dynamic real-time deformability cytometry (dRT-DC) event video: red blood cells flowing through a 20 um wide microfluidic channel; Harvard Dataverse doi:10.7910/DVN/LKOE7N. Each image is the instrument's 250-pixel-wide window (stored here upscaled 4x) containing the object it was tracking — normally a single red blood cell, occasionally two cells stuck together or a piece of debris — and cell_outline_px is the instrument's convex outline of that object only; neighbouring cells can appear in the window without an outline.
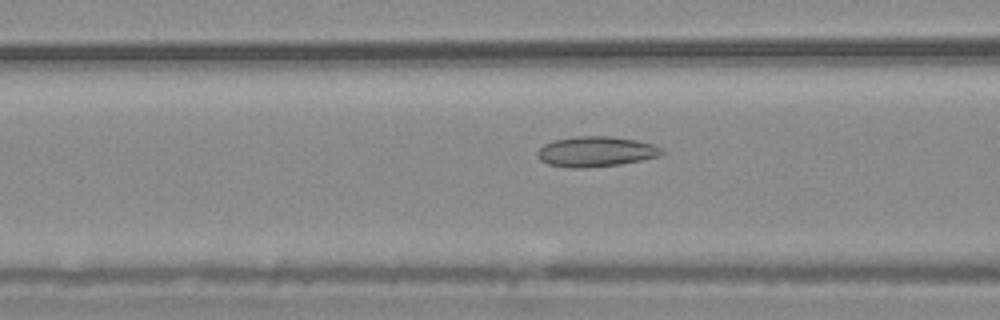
{"species": "common noctule bat (a hibernating species)", "species_latin": "Nyctalus noctula", "temperature_condition": "warm", "stored_images_in_passage": 37, "camera_frame_rate_fps": 3000, "um_per_image_px": 0.085, "animal": {"sex": "male", "body_mass_g": 20.4}, "frame": {"image": 1, "passage_image": 4, "time_ms": 1.0, "image_size_px": [1000, 320], "cell_outline_px": [[664, 152], [660, 156], [620, 164], [584, 168], [572, 168], [548, 164], [540, 160], [536, 156], [536, 152], [544, 144], [552, 140], [580, 136], [608, 136], [636, 140], [652, 144], [660, 148]], "centroid_in_image_um": [50.61, 12.89], "position_along_channel_um": 116.0, "area_um2": 21.85}}
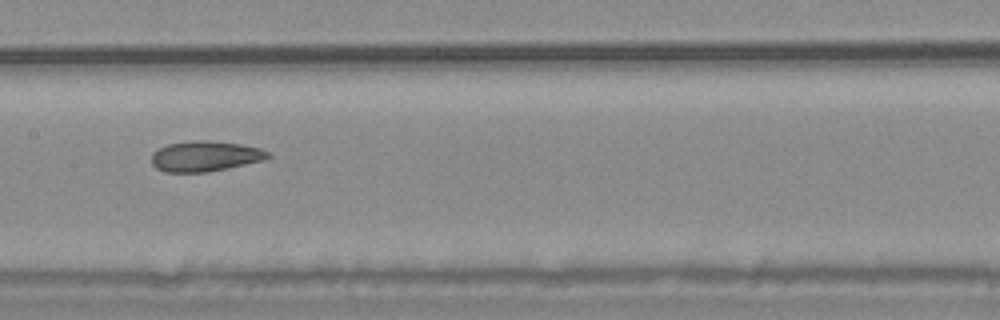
{"frame": {"image": 2, "passage_image": 10, "time_ms": 3.0, "image_size_px": [1000, 320], "cell_outline_px": [[272, 156], [264, 160], [228, 168], [208, 172], [164, 172], [156, 168], [152, 164], [152, 152], [168, 144], [192, 140], [208, 140], [240, 144], [260, 148], [268, 152]], "centroid_in_image_um": [17.43, 13.28], "position_along_channel_um": 190.0, "area_um2": 20.69}}
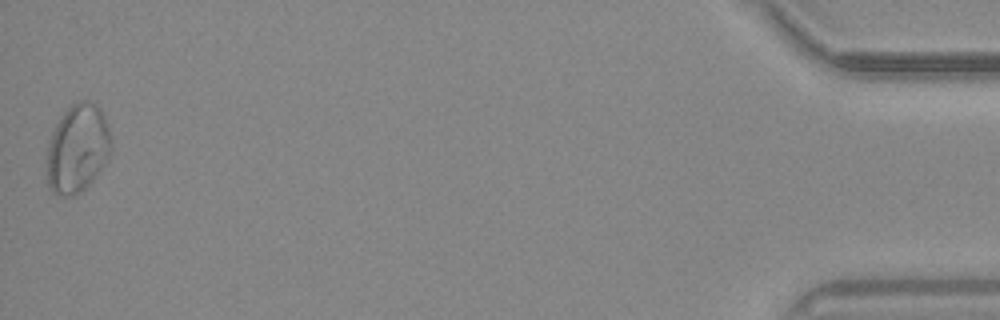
{"frame": {"image": 3, "passage_image": 37, "time_ms": 12.0, "image_size_px": [1000, 320], "cell_outline_px": [[112, 148], [108, 160], [92, 180], [80, 192], [72, 196], [60, 196], [52, 192], [48, 188], [44, 160], [48, 140], [60, 116], [72, 104], [80, 100], [92, 100], [100, 108], [108, 124], [112, 136]], "centroid_in_image_um": [6.56, 12.62], "position_along_channel_um": 428.6, "area_um2": 34.16}}